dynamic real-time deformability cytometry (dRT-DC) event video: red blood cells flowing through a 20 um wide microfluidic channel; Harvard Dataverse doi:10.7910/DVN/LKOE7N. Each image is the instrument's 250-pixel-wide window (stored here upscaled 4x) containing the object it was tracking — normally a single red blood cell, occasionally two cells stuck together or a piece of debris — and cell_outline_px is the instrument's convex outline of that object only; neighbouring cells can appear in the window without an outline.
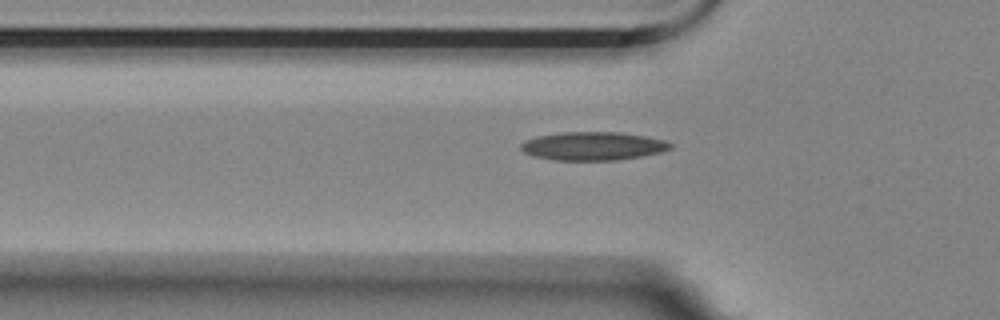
{"species": "Egyptian fruit bat (a non-hibernating species)", "species_latin": "Rousettus aegyptiacus", "temperature_condition": "room temperature", "stored_images_in_passage": 35, "camera_frame_rate_fps": 3000, "um_per_image_px": 0.085, "animal": {"sex": "female"}, "frame": {"image": 1, "passage_image": 7, "time_ms": 2.0, "image_size_px": [1000, 320], "cell_outline_px": [[672, 148], [660, 152], [640, 156], [616, 160], [552, 160], [532, 156], [524, 152], [520, 148], [520, 144], [524, 140], [536, 136], [560, 132], [620, 132], [644, 136], [664, 140], [672, 144]], "centroid_in_image_um": [50.34, 12.41], "position_along_channel_um": 75.5, "area_um2": 24.8}}
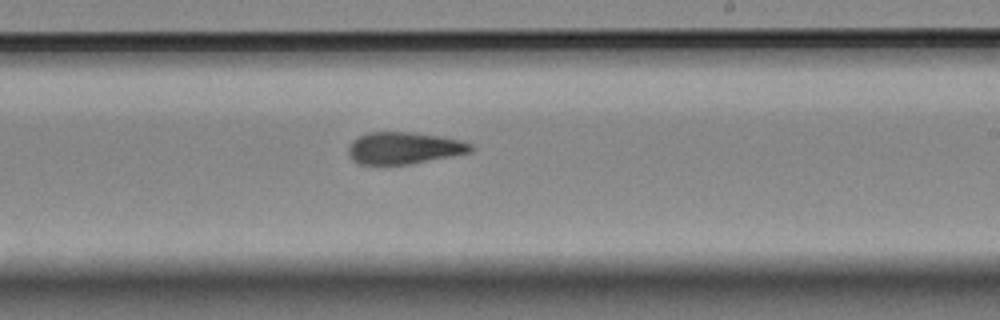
{"frame": {"image": 2, "passage_image": 22, "time_ms": 7.0, "image_size_px": [1000, 320], "cell_outline_px": [[476, 148], [472, 152], [408, 164], [360, 164], [352, 160], [348, 156], [348, 148], [352, 140], [368, 132], [412, 132], [440, 136], [460, 140], [472, 144]], "centroid_in_image_um": [34.34, 12.58], "position_along_channel_um": 254.7, "area_um2": 22.77}}
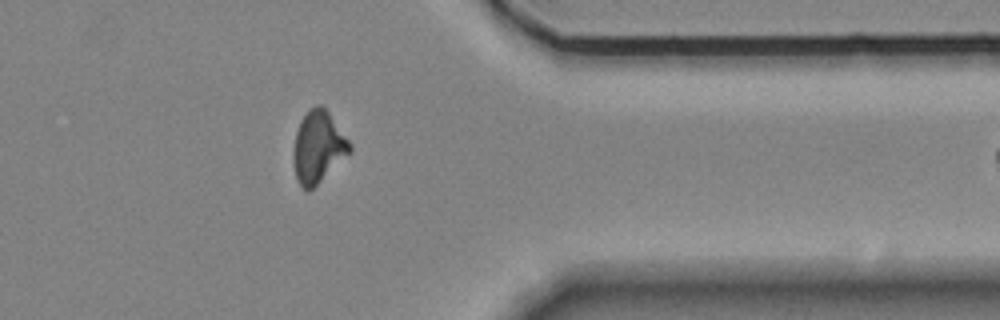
{"frame": {"image": 3, "passage_image": 34, "time_ms": 11.0, "image_size_px": [1000, 320], "cell_outline_px": [[352, 152], [308, 192], [296, 180], [296, 132], [300, 120], [308, 108], [316, 104], [320, 104], [328, 112], [352, 144]], "centroid_in_image_um": [27.1, 12.46], "position_along_channel_um": 384.3, "area_um2": 23.0}}